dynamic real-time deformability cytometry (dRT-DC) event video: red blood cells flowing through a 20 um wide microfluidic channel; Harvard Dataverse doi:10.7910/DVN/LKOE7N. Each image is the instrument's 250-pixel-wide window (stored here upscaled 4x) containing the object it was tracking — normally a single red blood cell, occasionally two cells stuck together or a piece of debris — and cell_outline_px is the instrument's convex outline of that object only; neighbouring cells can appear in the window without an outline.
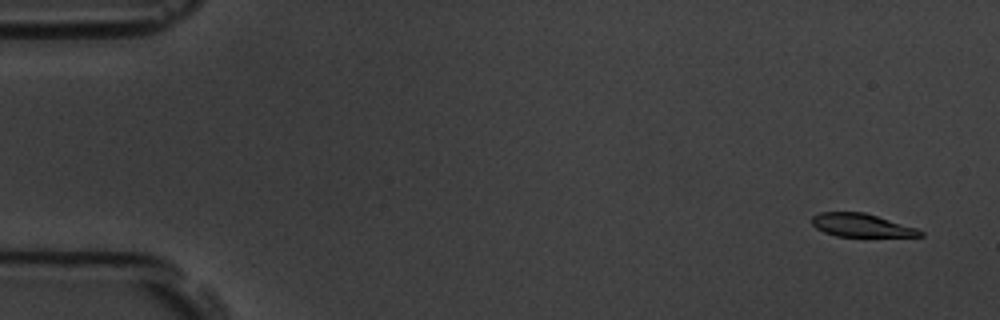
{"species": "common noctule bat (a hibernating species)", "species_latin": "Nyctalus noctula", "temperature_condition": "room temperature", "stored_images_in_passage": 6, "camera_frame_rate_fps": 3000, "um_per_image_px": 0.085, "animal": {"sex": "male", "body_mass_g": 19.5, "forearm_length_mm": 54.6}, "frame": {"image": 1, "passage_image": 1, "time_ms": 0.0, "image_size_px": [1000, 320], "cell_outline_px": [[924, 236], [836, 236], [824, 232], [816, 228], [812, 224], [812, 216], [820, 212], [864, 212], [916, 228], [924, 232]], "centroid_in_image_um": [73.19, 19.14], "position_along_channel_um": 11.8, "area_um2": 14.45}}
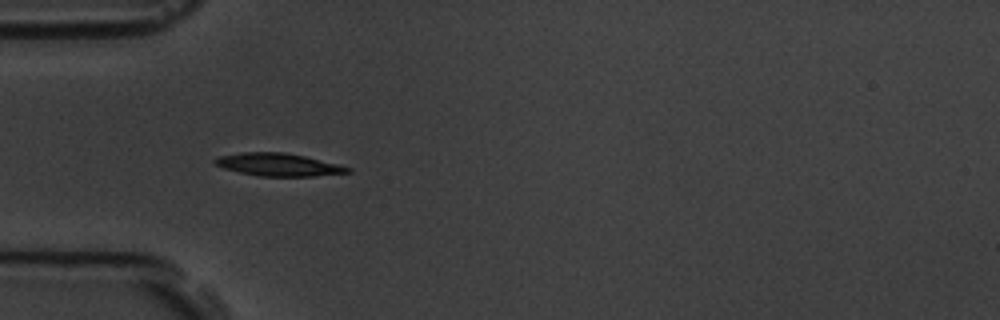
{"frame": {"image": 2, "passage_image": 5, "time_ms": 4.667, "image_size_px": [1000, 320], "cell_outline_px": [[352, 172], [312, 176], [260, 176], [240, 172], [224, 168], [212, 164], [212, 160], [220, 156], [244, 152], [284, 152], [304, 156], [352, 168]], "centroid_in_image_um": [23.63, 13.99], "position_along_channel_um": 61.4, "area_um2": 17.4}}
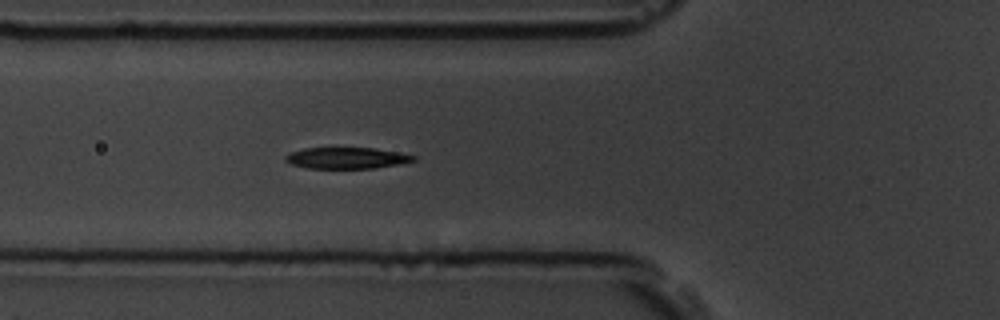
{"frame": {"image": 3, "passage_image": 6, "time_ms": 5.667, "image_size_px": [1000, 320], "cell_outline_px": [[416, 160], [400, 164], [372, 168], [308, 168], [292, 164], [284, 160], [284, 156], [292, 152], [304, 148], [376, 148], [416, 156]], "centroid_in_image_um": [29.46, 13.43], "position_along_channel_um": 96.3, "area_um2": 15.72}}